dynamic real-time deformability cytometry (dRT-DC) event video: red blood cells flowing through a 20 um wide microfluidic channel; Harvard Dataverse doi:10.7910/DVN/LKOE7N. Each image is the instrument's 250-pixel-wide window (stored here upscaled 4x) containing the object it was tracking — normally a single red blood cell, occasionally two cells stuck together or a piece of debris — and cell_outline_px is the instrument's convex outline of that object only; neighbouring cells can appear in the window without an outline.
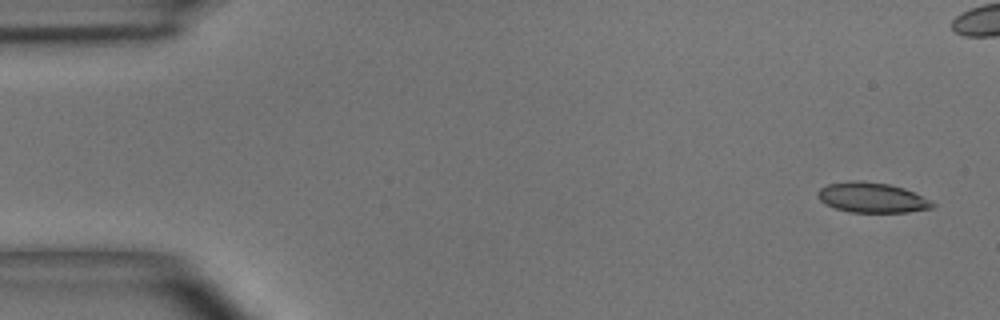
{"species": "common noctule bat (a hibernating species)", "species_latin": "Nyctalus noctula", "temperature_condition": "room temperature", "stored_images_in_passage": 5, "camera_frame_rate_fps": 3000, "um_per_image_px": 0.085, "animal": {"sex": "male", "body_mass_g": 15.6}, "frame": {"image": 1, "passage_image": 5, "time_ms": 4.667, "image_size_px": [1000, 320], "cell_outline_px": [[936, 204], [932, 208], [908, 212], [848, 212], [824, 204], [816, 196], [816, 192], [820, 188], [828, 184], [848, 180], [860, 180], [888, 184], [904, 188], [932, 200]], "centroid_in_image_um": [74.1, 16.79], "position_along_channel_um": 10.9, "area_um2": 20.35}}